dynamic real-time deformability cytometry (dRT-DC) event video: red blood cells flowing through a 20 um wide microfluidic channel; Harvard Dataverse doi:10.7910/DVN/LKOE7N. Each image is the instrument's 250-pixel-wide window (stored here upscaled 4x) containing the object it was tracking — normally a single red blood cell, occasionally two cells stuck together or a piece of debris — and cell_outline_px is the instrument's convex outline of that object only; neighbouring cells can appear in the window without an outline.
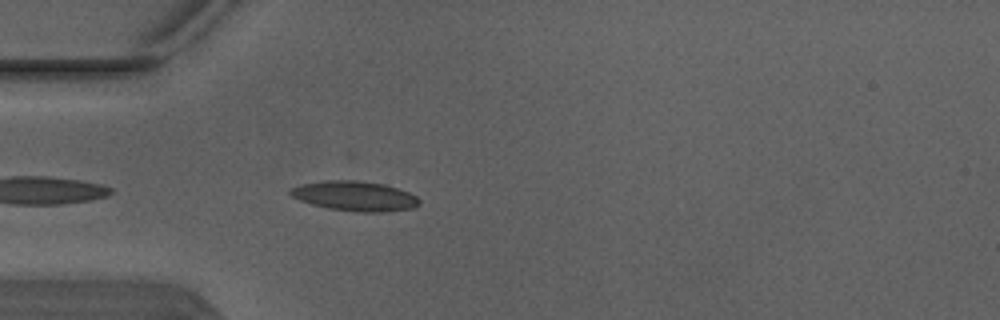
{"species": "Egyptian fruit bat (a non-hibernating species)", "species_latin": "Rousettus aegyptiacus", "temperature_condition": "warm", "stored_images_in_passage": 3, "camera_frame_rate_fps": 3000, "um_per_image_px": 0.085, "animal": {"sex": "male"}, "frame": {"image": 1, "passage_image": 3, "time_ms": 0.667, "image_size_px": [1000, 320], "cell_outline_px": [[420, 204], [412, 208], [380, 212], [360, 212], [328, 208], [312, 204], [300, 200], [292, 196], [288, 192], [292, 188], [304, 184], [324, 180], [356, 180], [384, 184], [408, 192], [416, 196], [420, 200]], "centroid_in_image_um": [30.17, 16.66], "position_along_channel_um": 54.8, "area_um2": 22.14}}